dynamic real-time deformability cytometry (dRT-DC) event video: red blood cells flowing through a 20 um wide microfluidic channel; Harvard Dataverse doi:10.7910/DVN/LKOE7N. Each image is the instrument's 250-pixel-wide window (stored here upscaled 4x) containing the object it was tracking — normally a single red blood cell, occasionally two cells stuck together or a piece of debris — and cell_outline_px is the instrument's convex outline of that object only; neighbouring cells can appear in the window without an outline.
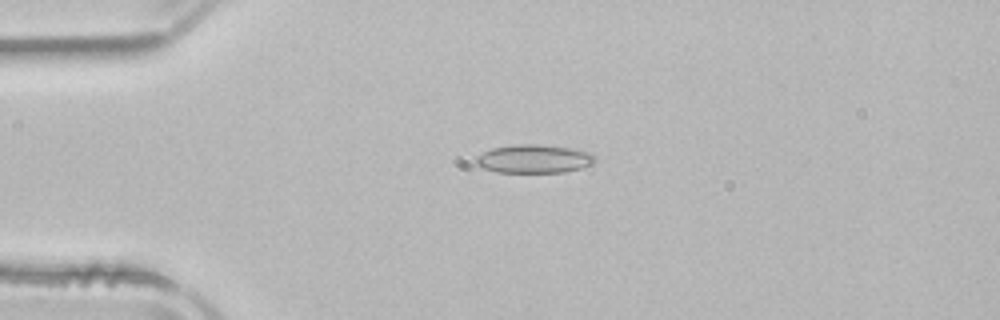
{"species": "common noctule bat (a hibernating species)", "species_latin": "Nyctalus noctula", "temperature_condition": "room temperature", "stored_images_in_passage": 50, "camera_frame_rate_fps": 3000, "um_per_image_px": 0.085, "animal": {"sex": "male", "body_mass_g": 21.5, "forearm_length_mm": 52.0}, "frame": {"image": 1, "passage_image": 11, "time_ms": 3.333, "image_size_px": [1000, 320], "cell_outline_px": [[596, 160], [592, 164], [580, 168], [564, 172], [496, 172], [484, 168], [476, 164], [476, 156], [492, 148], [516, 144], [540, 144], [568, 148], [592, 152], [596, 156]], "centroid_in_image_um": [45.41, 13.5], "position_along_channel_um": 39.6, "area_um2": 19.71}}
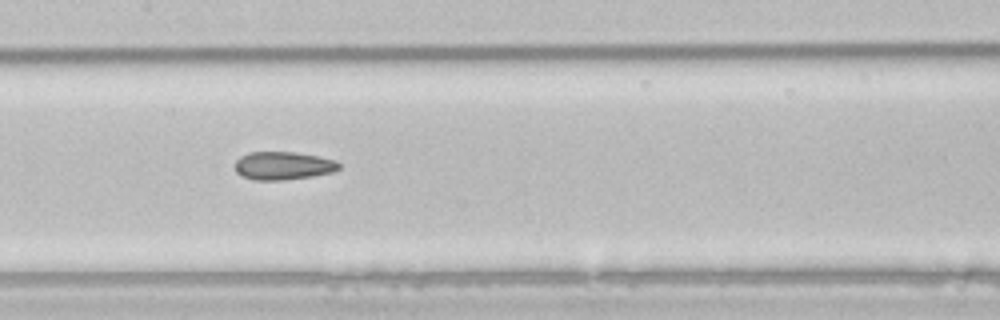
{"frame": {"image": 2, "passage_image": 24, "time_ms": 7.667, "image_size_px": [1000, 320], "cell_outline_px": [[340, 168], [332, 172], [312, 176], [284, 180], [256, 180], [240, 176], [236, 172], [236, 160], [240, 156], [248, 152], [296, 152], [336, 160], [340, 164]], "centroid_in_image_um": [24.05, 14.08], "position_along_channel_um": 183.4, "area_um2": 17.05}}
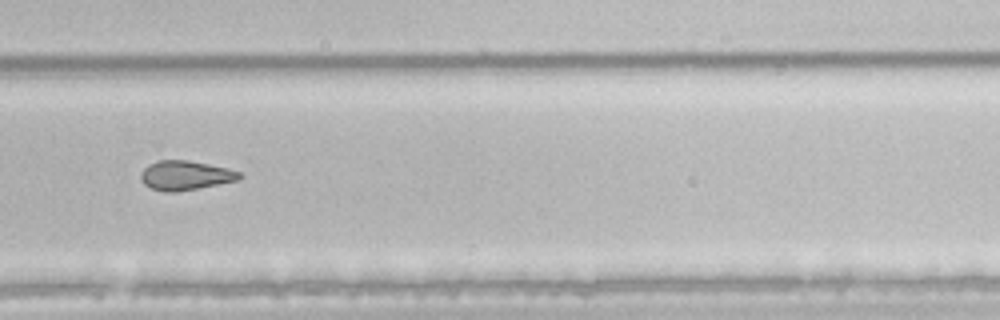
{"frame": {"image": 3, "passage_image": 34, "time_ms": 11.0, "image_size_px": [1000, 320], "cell_outline_px": [[244, 176], [240, 180], [176, 192], [164, 192], [152, 188], [144, 184], [140, 180], [140, 172], [148, 164], [156, 160], [188, 160], [228, 168], [240, 172]], "centroid_in_image_um": [15.75, 14.9], "position_along_channel_um": 314.0, "area_um2": 17.05}, "authors_computed_cell_mechanics": {"area_um2": 18.3226, "velocity_mm_per_s": 3.9415, "shape_relaxation_time_tau1_ms": 5.4419, "shape_relaxation_time_tau2_ms": 2.9471, "deformation_change_tau1": 0.1077, "deformation_change_tau2": 0.101}}